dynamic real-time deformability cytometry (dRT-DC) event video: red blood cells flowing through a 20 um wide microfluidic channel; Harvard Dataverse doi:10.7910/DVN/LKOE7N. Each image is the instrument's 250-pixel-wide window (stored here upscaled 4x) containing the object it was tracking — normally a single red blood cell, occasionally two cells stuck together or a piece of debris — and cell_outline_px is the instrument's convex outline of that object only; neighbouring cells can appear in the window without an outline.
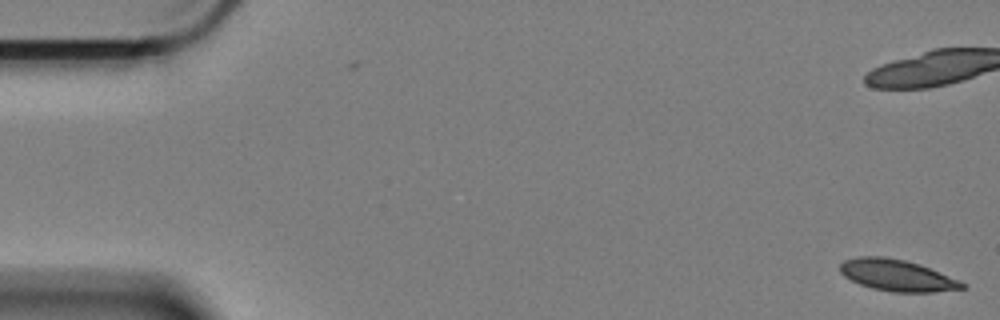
{"species": "Egyptian fruit bat (a non-hibernating species)", "species_latin": "Rousettus aegyptiacus", "temperature_condition": "cold", "stored_images_in_passage": 61, "camera_frame_rate_fps": 3000, "um_per_image_px": 0.085, "animal": {"sex": "female"}, "frame": {"image": 1, "passage_image": 1, "time_ms": 0.0, "image_size_px": [1000, 320], "cell_outline_px": [[964, 288], [932, 292], [892, 292], [872, 288], [860, 284], [844, 276], [840, 272], [840, 264], [844, 260], [856, 256], [884, 256], [904, 260], [920, 264], [960, 280], [964, 284]], "centroid_in_image_um": [76.22, 23.39], "position_along_channel_um": 8.8, "area_um2": 22.37}}